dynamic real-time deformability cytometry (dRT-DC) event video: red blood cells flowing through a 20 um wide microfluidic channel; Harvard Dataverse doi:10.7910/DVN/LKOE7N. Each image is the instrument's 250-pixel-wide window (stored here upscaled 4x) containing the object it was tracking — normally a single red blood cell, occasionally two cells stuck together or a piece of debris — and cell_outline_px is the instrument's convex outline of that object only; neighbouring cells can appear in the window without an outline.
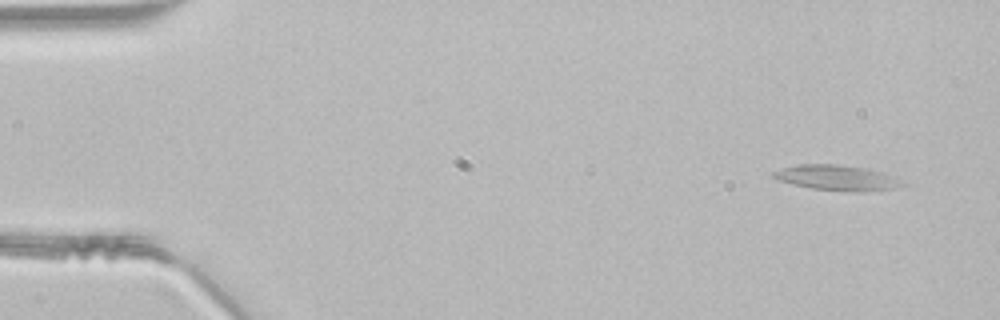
{"species": "common noctule bat (a hibernating species)", "species_latin": "Nyctalus noctula", "temperature_condition": "room temperature", "stored_images_in_passage": 46, "camera_frame_rate_fps": 3000, "um_per_image_px": 0.085, "animal": {"sex": "male", "body_mass_g": 21.5, "forearm_length_mm": 52.0}, "frame": {"image": 1, "passage_image": 1, "time_ms": 0.0, "image_size_px": [1000, 320], "cell_outline_px": [[908, 184], [892, 188], [864, 192], [860, 192], [812, 188], [792, 184], [776, 180], [772, 176], [772, 172], [796, 164], [836, 164], [864, 168], [880, 172]], "centroid_in_image_um": [71.08, 15.11], "position_along_channel_um": 13.9, "area_um2": 18.67}}
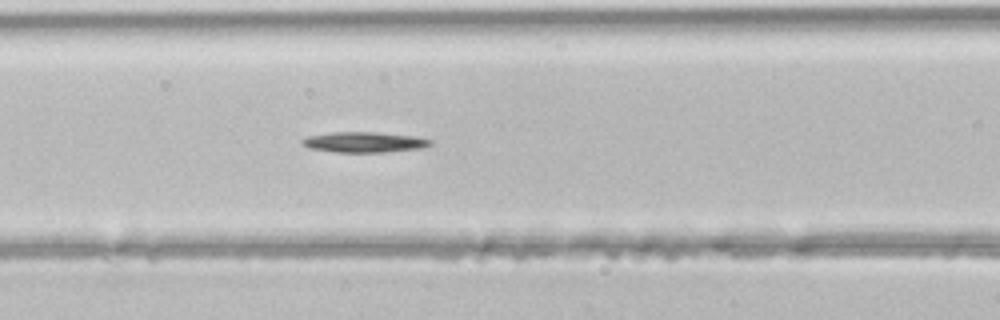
{"frame": {"image": 2, "passage_image": 18, "time_ms": 5.667, "image_size_px": [1000, 320], "cell_outline_px": [[432, 144], [424, 148], [384, 152], [332, 152], [308, 148], [300, 144], [300, 140], [308, 136], [332, 132], [380, 132], [416, 136], [432, 140]], "centroid_in_image_um": [30.95, 12.08], "position_along_channel_um": 135.7, "area_um2": 15.55}}
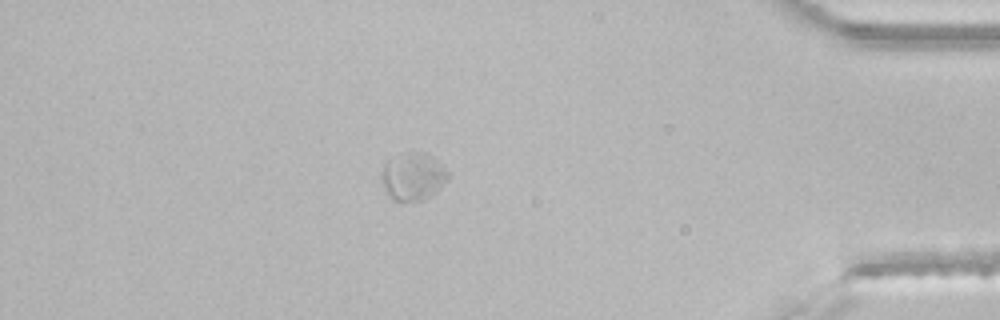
{"frame": {"image": 3, "passage_image": 40, "time_ms": 13.0, "image_size_px": [1000, 320], "cell_outline_px": [[448, 180], [432, 196], [424, 200], [404, 204], [396, 200], [388, 192], [384, 184], [384, 164], [388, 160], [400, 152], [428, 152], [448, 172]], "centroid_in_image_um": [35.16, 15.01], "position_along_channel_um": 400.0, "area_um2": 18.44}}